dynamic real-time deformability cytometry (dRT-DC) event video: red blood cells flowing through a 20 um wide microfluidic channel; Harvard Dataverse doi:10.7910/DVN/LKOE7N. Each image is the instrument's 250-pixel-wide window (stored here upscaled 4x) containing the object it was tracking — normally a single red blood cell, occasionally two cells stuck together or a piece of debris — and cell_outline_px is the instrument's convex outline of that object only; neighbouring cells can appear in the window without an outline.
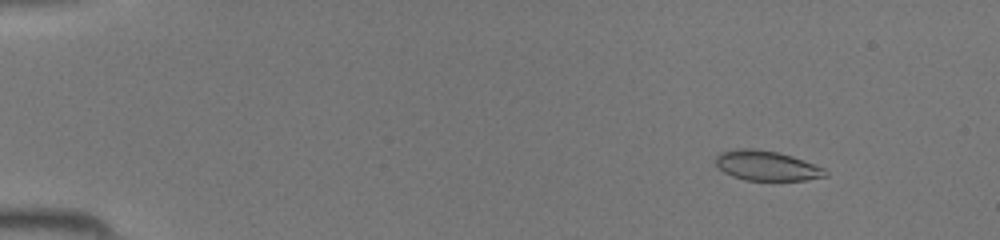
{"species": "common noctule bat (a hibernating species)", "species_latin": "Nyctalus noctula", "temperature_condition": "room temperature", "stored_images_in_passage": 46, "camera_frame_rate_fps": 3000, "um_per_image_px": 0.085, "animal": {"sex": "female", "body_mass_g": 19.5, "forearm_length_mm": 54.1}, "frame": {"image": 1, "passage_image": 6, "time_ms": 1.667, "image_size_px": [1000, 240], "cell_outline_px": [[828, 176], [804, 180], [744, 180], [732, 176], [724, 172], [716, 164], [716, 156], [720, 152], [736, 148], [752, 148], [776, 152], [792, 156], [824, 168], [828, 172]], "centroid_in_image_um": [65.15, 14.08], "position_along_channel_um": 19.8, "area_um2": 19.02}}
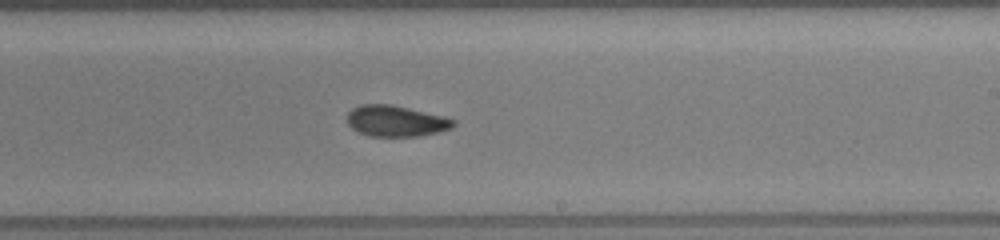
{"frame": {"image": 2, "passage_image": 29, "time_ms": 9.333, "image_size_px": [1000, 240], "cell_outline_px": [[456, 124], [452, 128], [440, 132], [420, 136], [368, 136], [352, 128], [348, 124], [348, 112], [352, 108], [360, 104], [392, 104], [444, 116], [456, 120]], "centroid_in_image_um": [33.68, 10.28], "position_along_channel_um": 255.3, "area_um2": 19.36}}
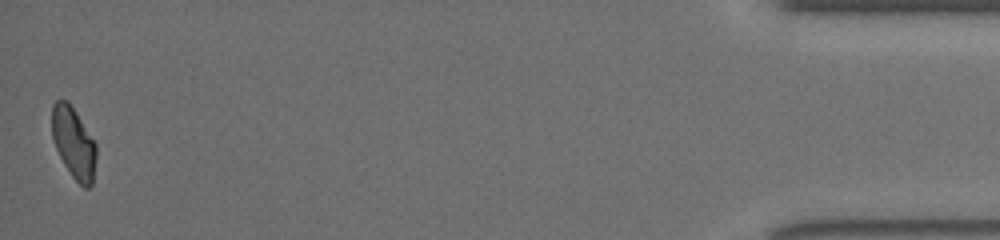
{"frame": {"image": 3, "passage_image": 46, "time_ms": 15.0, "image_size_px": [1000, 240], "cell_outline_px": [[96, 160], [92, 184], [88, 188], [84, 188], [72, 176], [64, 164], [56, 148], [52, 136], [52, 104], [56, 100], [68, 100], [76, 112], [96, 144]], "centroid_in_image_um": [6.26, 12.13], "position_along_channel_um": 428.9, "area_um2": 18.26}}